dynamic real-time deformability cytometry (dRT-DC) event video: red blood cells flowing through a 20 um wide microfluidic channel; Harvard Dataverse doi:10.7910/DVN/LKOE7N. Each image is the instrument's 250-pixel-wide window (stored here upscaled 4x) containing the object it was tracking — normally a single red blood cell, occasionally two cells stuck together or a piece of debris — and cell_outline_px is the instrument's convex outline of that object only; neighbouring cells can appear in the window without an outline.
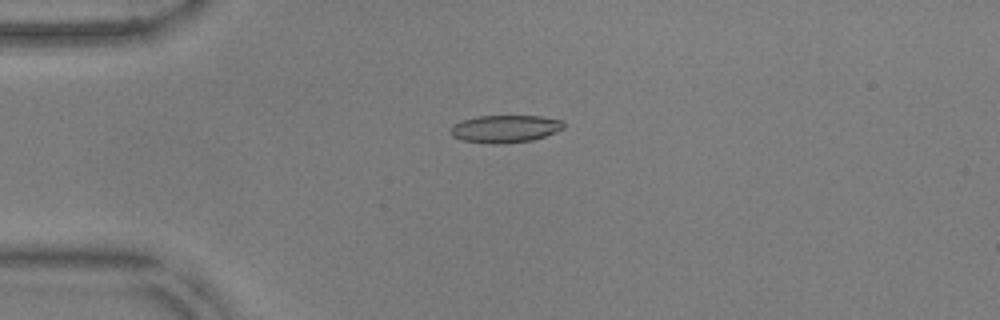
{"species": "common noctule bat (a hibernating species)", "species_latin": "Nyctalus noctula", "temperature_condition": "warm", "stored_images_in_passage": 33, "camera_frame_rate_fps": 3000, "um_per_image_px": 0.085, "animal": {"sex": "male", "body_mass_g": 17.9, "forearm_length_mm": 54.2}, "frame": {"image": 1, "passage_image": 4, "time_ms": 1.0, "image_size_px": [1000, 320], "cell_outline_px": [[564, 128], [544, 136], [532, 140], [504, 144], [492, 144], [464, 140], [452, 136], [452, 124], [460, 120], [476, 116], [540, 116], [564, 120]], "centroid_in_image_um": [42.94, 10.94], "position_along_channel_um": 42.1, "area_um2": 18.15}}
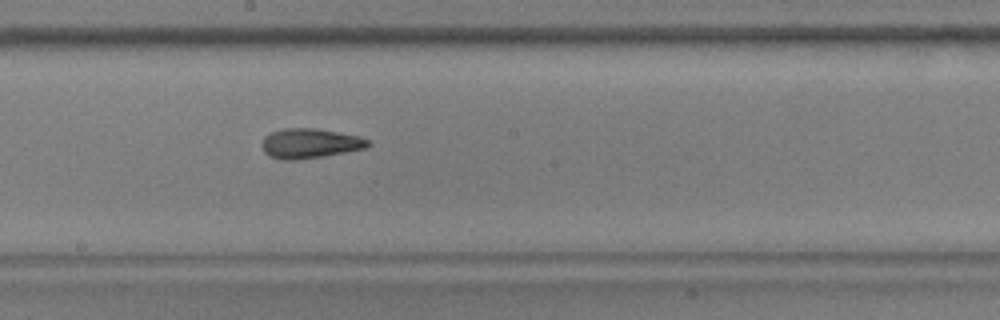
{"frame": {"image": 2, "passage_image": 20, "time_ms": 6.333, "image_size_px": [1000, 320], "cell_outline_px": [[372, 144], [368, 148], [324, 156], [296, 160], [280, 160], [268, 156], [264, 152], [260, 144], [264, 136], [272, 132], [284, 128], [316, 128], [360, 136], [368, 140]], "centroid_in_image_um": [26.33, 12.19], "position_along_channel_um": 221.9, "area_um2": 18.73}}
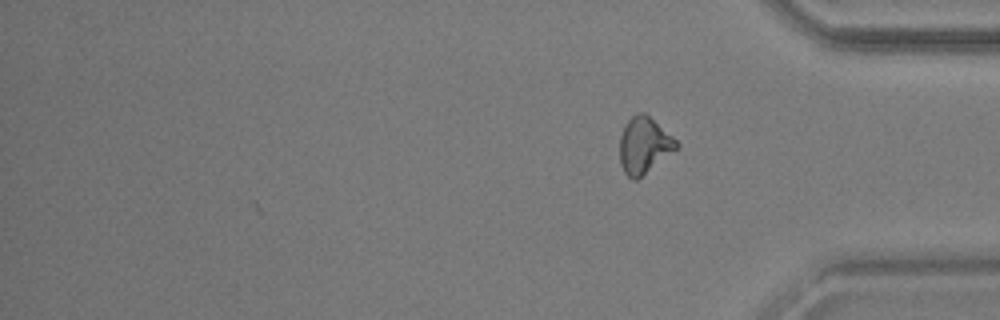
{"frame": {"image": 3, "passage_image": 33, "time_ms": 10.667, "image_size_px": [1000, 320], "cell_outline_px": [[680, 148], [636, 180], [632, 180], [624, 172], [620, 164], [620, 136], [624, 124], [636, 112], [644, 112], [672, 136], [680, 144]], "centroid_in_image_um": [54.75, 12.36], "position_along_channel_um": 380.4, "area_um2": 18.73}, "authors_computed_cell_mechanics": {"area_um2": 18.1492, "velocity_mm_per_s": 3.8321, "shape_relaxation_time_tau1_ms": 4.1064, "shape_relaxation_time_tau2_ms": 2.1545, "deformation_change_tau1": 0.1422, "deformation_change_tau2": 0.1101}}